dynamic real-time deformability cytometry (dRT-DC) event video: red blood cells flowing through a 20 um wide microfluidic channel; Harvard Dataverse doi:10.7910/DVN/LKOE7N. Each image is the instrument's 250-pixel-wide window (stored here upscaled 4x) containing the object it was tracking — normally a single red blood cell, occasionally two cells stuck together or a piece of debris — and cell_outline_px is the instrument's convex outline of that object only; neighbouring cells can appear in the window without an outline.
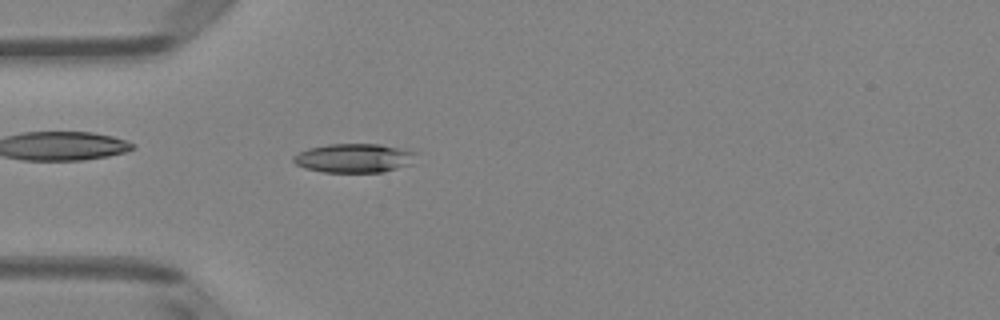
{"species": "Egyptian fruit bat (a non-hibernating species)", "species_latin": "Rousettus aegyptiacus", "temperature_condition": "room temperature", "stored_images_in_passage": 49, "camera_frame_rate_fps": 3000, "um_per_image_px": 0.085, "animal": {"sex": "female"}, "frame": {"image": 1, "passage_image": 14, "time_ms": 4.333, "image_size_px": [1000, 320], "cell_outline_px": [[416, 152], [412, 164], [384, 172], [324, 172], [304, 168], [296, 164], [292, 160], [292, 156], [308, 148], [328, 144], [380, 144]], "centroid_in_image_um": [30.07, 13.44], "position_along_channel_um": 54.9, "area_um2": 20.69}}
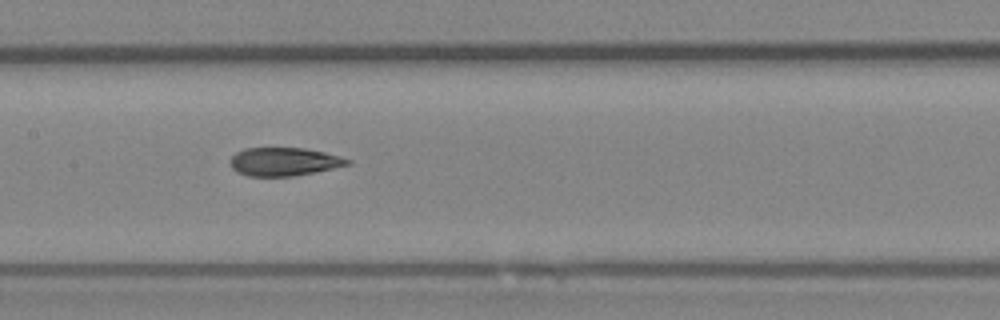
{"frame": {"image": 2, "passage_image": 24, "time_ms": 7.667, "image_size_px": [1000, 320], "cell_outline_px": [[352, 164], [292, 176], [248, 176], [236, 172], [232, 168], [232, 156], [236, 152], [244, 148], [304, 148], [324, 152], [340, 156], [352, 160]], "centroid_in_image_um": [24.15, 13.74], "position_along_channel_um": 183.3, "area_um2": 19.19}}
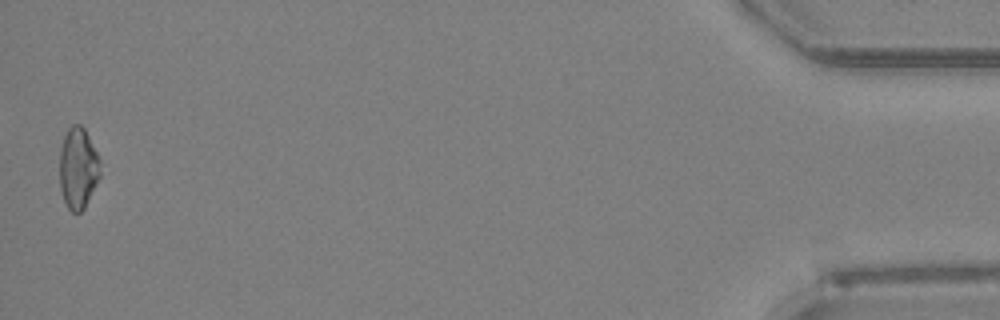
{"frame": {"image": 3, "passage_image": 49, "time_ms": 16.0, "image_size_px": [1000, 320], "cell_outline_px": [[100, 176], [84, 208], [80, 212], [72, 212], [68, 208], [64, 200], [60, 188], [60, 148], [64, 136], [68, 128], [72, 124], [80, 124], [84, 128], [100, 160]], "centroid_in_image_um": [6.63, 14.28], "position_along_channel_um": 428.6, "area_um2": 19.07}, "authors_computed_cell_mechanics": {"area_um2": 20.1722, "velocity_mm_per_s": 4.0446, "shape_relaxation_time_tau1_ms": null, "shape_relaxation_time_tau2_ms": 3.0637, "deformation_change_tau1": null, "deformation_change_tau2": 0.1062}}